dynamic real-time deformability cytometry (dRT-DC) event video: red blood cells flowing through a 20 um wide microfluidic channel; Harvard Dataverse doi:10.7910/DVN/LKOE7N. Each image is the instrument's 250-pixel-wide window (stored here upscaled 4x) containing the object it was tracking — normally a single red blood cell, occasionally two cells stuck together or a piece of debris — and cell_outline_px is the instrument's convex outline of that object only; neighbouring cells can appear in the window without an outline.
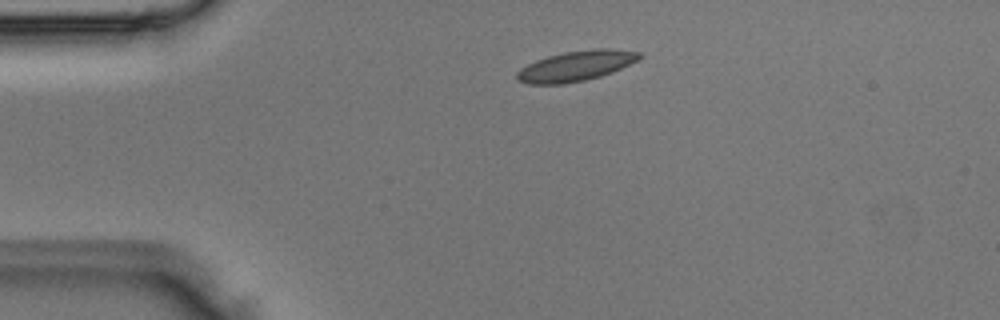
{"species": "Egyptian fruit bat (a non-hibernating species)", "species_latin": "Rousettus aegyptiacus", "temperature_condition": "room temperature", "stored_images_in_passage": 2, "camera_frame_rate_fps": 3000, "um_per_image_px": 0.085, "animal": {"sex": "male"}, "frame": {"image": 1, "passage_image": 1, "time_ms": 0.0, "image_size_px": [1000, 320], "cell_outline_px": [[644, 56], [612, 72], [600, 76], [584, 80], [564, 84], [528, 84], [516, 80], [516, 72], [520, 68], [536, 60], [548, 56], [564, 52], [596, 48], [612, 48], [640, 52]], "centroid_in_image_um": [48.93, 5.6], "position_along_channel_um": 36.1, "area_um2": 21.56}}